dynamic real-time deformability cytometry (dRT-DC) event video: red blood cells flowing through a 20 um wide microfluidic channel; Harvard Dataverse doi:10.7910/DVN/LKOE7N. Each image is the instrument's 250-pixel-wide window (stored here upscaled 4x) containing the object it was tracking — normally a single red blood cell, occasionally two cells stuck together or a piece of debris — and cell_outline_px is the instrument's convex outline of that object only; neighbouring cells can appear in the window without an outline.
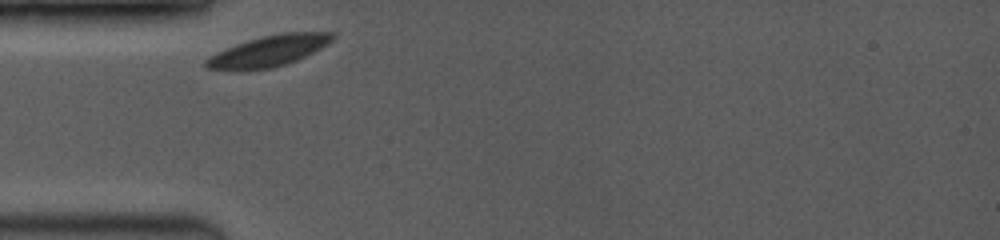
{"species": "common noctule bat (a hibernating species)", "species_latin": "Nyctalus noctula", "temperature_condition": "room temperature", "stored_images_in_passage": 16, "camera_frame_rate_fps": 3500, "um_per_image_px": 0.085, "animal": {"sex": "female", "body_mass_g": 19.0, "forearm_length_mm": 53.3}, "frame": {"image": 1, "passage_image": 1, "time_ms": 0.0, "image_size_px": [1000, 240], "cell_outline_px": [[336, 36], [328, 44], [296, 60], [272, 68], [240, 72], [208, 68], [204, 64], [204, 60], [216, 52], [236, 44], [248, 40], [280, 32], [332, 32]], "centroid_in_image_um": [22.8, 4.35], "position_along_channel_um": 62.2, "area_um2": 22.95}}
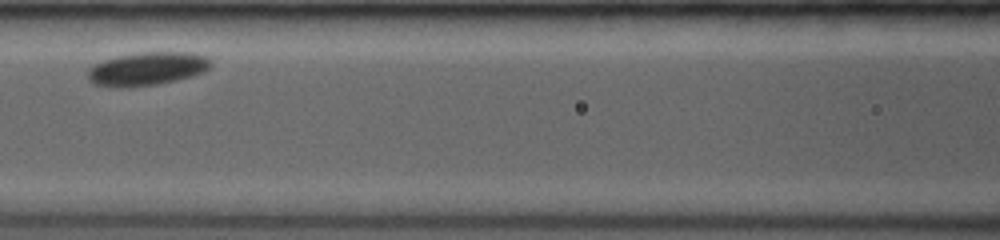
{"frame": {"image": 2, "passage_image": 7, "time_ms": 2.571, "image_size_px": [1000, 240], "cell_outline_px": [[212, 64], [204, 72], [192, 76], [176, 80], [156, 84], [128, 88], [124, 88], [92, 84], [88, 80], [88, 68], [92, 64], [116, 56], [140, 52], [188, 52], [204, 56]], "centroid_in_image_um": [12.45, 5.85], "position_along_channel_um": 154.2, "area_um2": 23.99}}
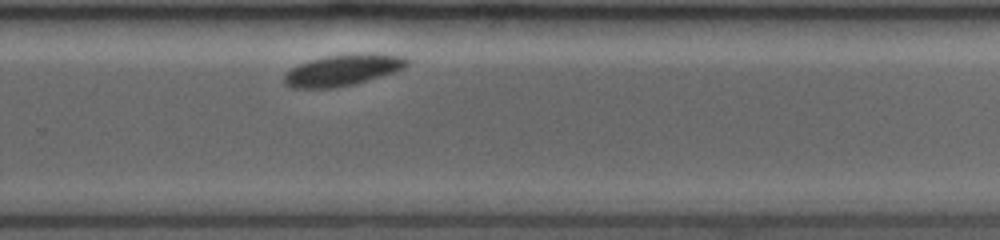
{"frame": {"image": 3, "passage_image": 16, "time_ms": 6.571, "image_size_px": [1000, 240], "cell_outline_px": [[408, 64], [404, 68], [368, 80], [352, 84], [332, 88], [292, 88], [284, 84], [284, 72], [300, 64], [312, 60], [328, 56], [360, 52], [372, 52], [404, 56], [408, 60]], "centroid_in_image_um": [29.14, 5.94], "position_along_channel_um": 300.7, "area_um2": 22.37}}